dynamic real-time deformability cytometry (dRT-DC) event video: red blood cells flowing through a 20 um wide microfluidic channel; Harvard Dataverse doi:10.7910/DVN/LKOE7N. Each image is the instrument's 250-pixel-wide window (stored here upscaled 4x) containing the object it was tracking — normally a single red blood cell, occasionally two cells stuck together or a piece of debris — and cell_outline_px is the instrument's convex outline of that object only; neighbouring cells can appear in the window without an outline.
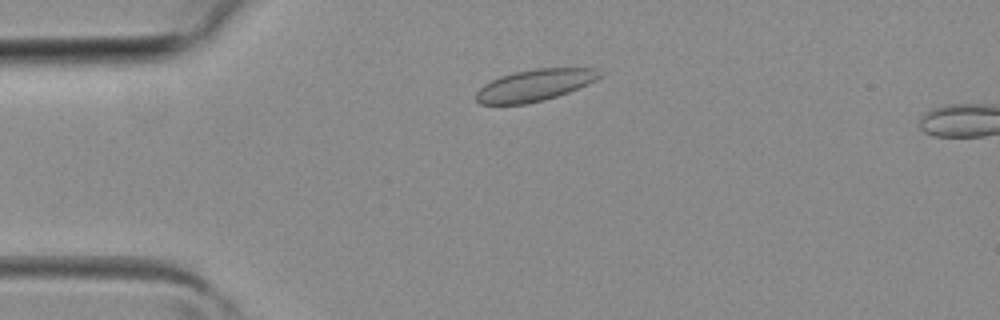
{"species": "common noctule bat (a hibernating species)", "species_latin": "Nyctalus noctula", "temperature_condition": "room temperature", "stored_images_in_passage": 2, "camera_frame_rate_fps": 3000, "um_per_image_px": 0.085, "animal": {"sex": "female", "body_mass_g": 19.3, "forearm_length_mm": 54.1}, "frame": {"image": 1, "passage_image": 1, "time_ms": 0.0, "image_size_px": [1000, 320], "cell_outline_px": [[604, 76], [588, 84], [568, 92], [544, 100], [524, 104], [480, 104], [476, 100], [476, 92], [484, 84], [500, 76], [516, 72], [536, 68], [596, 68], [604, 72]], "centroid_in_image_um": [45.5, 7.23], "position_along_channel_um": 39.5, "area_um2": 22.83}}